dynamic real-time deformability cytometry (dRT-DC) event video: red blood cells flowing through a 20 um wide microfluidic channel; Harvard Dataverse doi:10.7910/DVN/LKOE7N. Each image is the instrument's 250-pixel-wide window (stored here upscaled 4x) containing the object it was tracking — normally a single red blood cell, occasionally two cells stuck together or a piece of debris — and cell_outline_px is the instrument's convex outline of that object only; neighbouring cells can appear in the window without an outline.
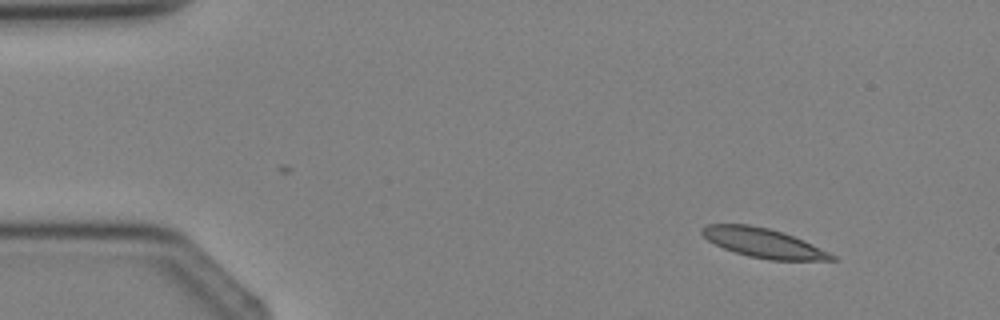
{"species": "Egyptian fruit bat (a non-hibernating species)", "species_latin": "Rousettus aegyptiacus", "temperature_condition": "cold", "stored_images_in_passage": 4, "camera_frame_rate_fps": 3000, "um_per_image_px": 0.085, "animal": {"sex": "female"}, "frame": {"image": 1, "passage_image": 2, "time_ms": 1.333, "image_size_px": [1000, 320], "cell_outline_px": [[836, 260], [768, 260], [748, 256], [724, 248], [708, 240], [700, 232], [700, 228], [708, 224], [748, 224], [768, 228], [784, 232], [804, 240], [836, 256]], "centroid_in_image_um": [64.88, 20.64], "position_along_channel_um": 20.1, "area_um2": 22.08}}